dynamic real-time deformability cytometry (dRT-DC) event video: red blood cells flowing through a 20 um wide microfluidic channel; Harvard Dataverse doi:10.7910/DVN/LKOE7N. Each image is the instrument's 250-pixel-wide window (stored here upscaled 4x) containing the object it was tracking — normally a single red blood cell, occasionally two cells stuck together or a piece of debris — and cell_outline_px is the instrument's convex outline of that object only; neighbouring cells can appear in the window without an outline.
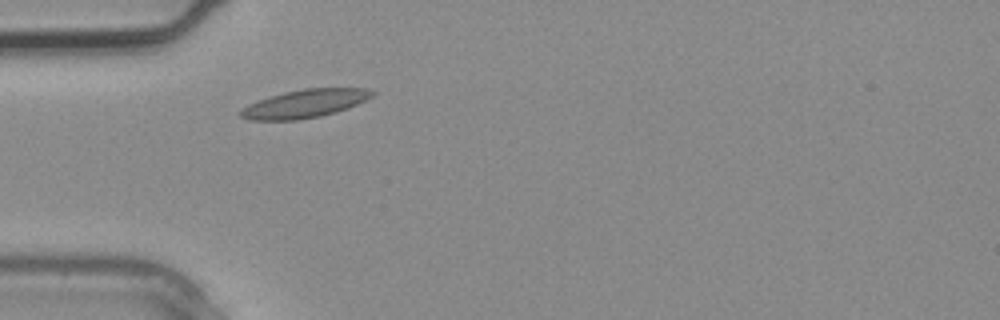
{"species": "common noctule bat (a hibernating species)", "species_latin": "Nyctalus noctula", "temperature_condition": "warm", "stored_images_in_passage": 1, "camera_frame_rate_fps": 3000, "um_per_image_px": 0.085, "animal": {"sex": "male", "body_mass_g": 20.4}, "frame": {"image": 1, "passage_image": 1, "time_ms": 0.0, "image_size_px": [1000, 320], "cell_outline_px": [[376, 92], [372, 96], [348, 108], [336, 112], [320, 116], [296, 120], [248, 120], [240, 116], [236, 112], [240, 108], [248, 104], [284, 92], [304, 88], [364, 88]], "centroid_in_image_um": [25.85, 8.82], "position_along_channel_um": 59.1, "area_um2": 21.56}}